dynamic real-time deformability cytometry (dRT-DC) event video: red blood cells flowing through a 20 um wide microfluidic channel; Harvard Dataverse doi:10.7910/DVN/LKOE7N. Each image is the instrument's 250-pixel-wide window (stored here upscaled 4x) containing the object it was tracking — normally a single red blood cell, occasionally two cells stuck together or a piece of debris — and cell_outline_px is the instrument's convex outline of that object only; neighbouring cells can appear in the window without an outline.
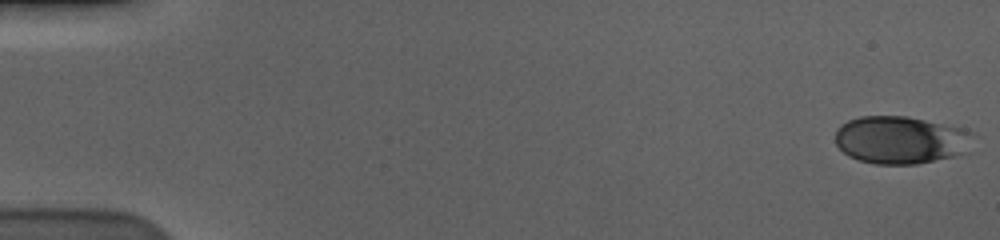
{"species": "human", "species_latin": "Homo sapiens", "temperature_condition": "cold", "stored_images_in_passage": 59, "camera_frame_rate_fps": 3000, "um_per_image_px": 0.085, "donor": {"sex": "male"}, "frame": {"image": 1, "passage_image": 1, "time_ms": 0.0, "image_size_px": [1000, 240], "cell_outline_px": [[980, 136], [956, 156], [916, 164], [876, 164], [860, 160], [848, 156], [836, 144], [836, 128], [840, 124], [848, 120], [860, 116], [908, 116], [968, 128], [976, 132]], "centroid_in_image_um": [76.62, 11.87], "position_along_channel_um": 8.4, "area_um2": 38.96}}
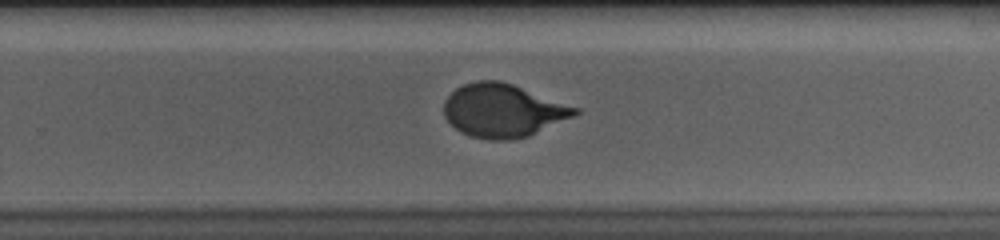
{"frame": {"image": 2, "passage_image": 38, "time_ms": 12.333, "image_size_px": [1000, 240], "cell_outline_px": [[580, 112], [572, 116], [528, 136], [512, 140], [492, 140], [472, 136], [460, 132], [444, 116], [444, 100], [456, 88], [464, 84], [476, 80], [500, 80], [512, 84], [580, 108]], "centroid_in_image_um": [42.73, 9.39], "position_along_channel_um": 287.1, "area_um2": 40.34}}
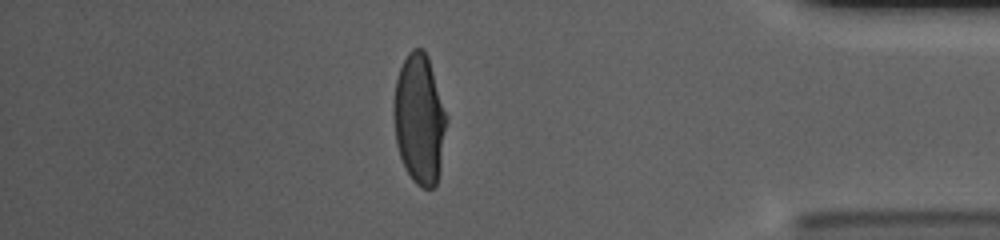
{"frame": {"image": 3, "passage_image": 50, "time_ms": 16.333, "image_size_px": [1000, 240], "cell_outline_px": [[448, 120], [440, 172], [436, 184], [432, 188], [420, 188], [412, 180], [400, 156], [396, 144], [392, 108], [396, 80], [400, 68], [408, 52], [412, 48], [424, 48], [428, 56]], "centroid_in_image_um": [35.65, 10.13], "position_along_channel_um": 399.6, "area_um2": 40.29}, "authors_computed_cell_mechanics": {"area_um2": 40.5178, "velocity_mm_per_s": 3.6014, "shape_relaxation_time_tau1_ms": 4.0184, "shape_relaxation_time_tau2_ms": null, "deformation_change_tau1": 0.1647, "deformation_change_tau2": null}}